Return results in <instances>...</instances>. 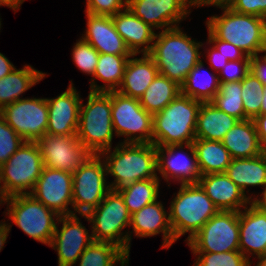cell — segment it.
Listing matches in <instances>:
<instances>
[{
  "label": "cell",
  "instance_id": "74e56055",
  "mask_svg": "<svg viewBox=\"0 0 266 266\" xmlns=\"http://www.w3.org/2000/svg\"><path fill=\"white\" fill-rule=\"evenodd\" d=\"M197 258L193 266H250L249 261L239 250L207 253L192 252Z\"/></svg>",
  "mask_w": 266,
  "mask_h": 266
},
{
  "label": "cell",
  "instance_id": "9f6ffc18",
  "mask_svg": "<svg viewBox=\"0 0 266 266\" xmlns=\"http://www.w3.org/2000/svg\"><path fill=\"white\" fill-rule=\"evenodd\" d=\"M258 262L256 266H266V253L263 256L257 257Z\"/></svg>",
  "mask_w": 266,
  "mask_h": 266
},
{
  "label": "cell",
  "instance_id": "277c9868",
  "mask_svg": "<svg viewBox=\"0 0 266 266\" xmlns=\"http://www.w3.org/2000/svg\"><path fill=\"white\" fill-rule=\"evenodd\" d=\"M201 103L180 93L162 111L154 114L152 144L168 146L193 143Z\"/></svg>",
  "mask_w": 266,
  "mask_h": 266
},
{
  "label": "cell",
  "instance_id": "d590c367",
  "mask_svg": "<svg viewBox=\"0 0 266 266\" xmlns=\"http://www.w3.org/2000/svg\"><path fill=\"white\" fill-rule=\"evenodd\" d=\"M241 91V81L220 83L218 93L214 96L211 103L239 121L247 120Z\"/></svg>",
  "mask_w": 266,
  "mask_h": 266
},
{
  "label": "cell",
  "instance_id": "d6986e66",
  "mask_svg": "<svg viewBox=\"0 0 266 266\" xmlns=\"http://www.w3.org/2000/svg\"><path fill=\"white\" fill-rule=\"evenodd\" d=\"M73 83L66 91L53 99L46 98L48 104L49 135H76L82 99Z\"/></svg>",
  "mask_w": 266,
  "mask_h": 266
},
{
  "label": "cell",
  "instance_id": "cb8c5ba5",
  "mask_svg": "<svg viewBox=\"0 0 266 266\" xmlns=\"http://www.w3.org/2000/svg\"><path fill=\"white\" fill-rule=\"evenodd\" d=\"M112 20L116 31L132 54H149L151 52L155 30L136 17L128 7L113 15Z\"/></svg>",
  "mask_w": 266,
  "mask_h": 266
},
{
  "label": "cell",
  "instance_id": "e0dca14e",
  "mask_svg": "<svg viewBox=\"0 0 266 266\" xmlns=\"http://www.w3.org/2000/svg\"><path fill=\"white\" fill-rule=\"evenodd\" d=\"M61 230L56 229L50 247L57 251L58 266H73L84 250L94 241L77 214L60 216Z\"/></svg>",
  "mask_w": 266,
  "mask_h": 266
},
{
  "label": "cell",
  "instance_id": "e575fe53",
  "mask_svg": "<svg viewBox=\"0 0 266 266\" xmlns=\"http://www.w3.org/2000/svg\"><path fill=\"white\" fill-rule=\"evenodd\" d=\"M79 266L129 265V256L118 246L108 242L93 241L79 257Z\"/></svg>",
  "mask_w": 266,
  "mask_h": 266
},
{
  "label": "cell",
  "instance_id": "db71d44e",
  "mask_svg": "<svg viewBox=\"0 0 266 266\" xmlns=\"http://www.w3.org/2000/svg\"><path fill=\"white\" fill-rule=\"evenodd\" d=\"M264 95L262 99V104L260 108V114H266V86H264Z\"/></svg>",
  "mask_w": 266,
  "mask_h": 266
},
{
  "label": "cell",
  "instance_id": "1f68e13d",
  "mask_svg": "<svg viewBox=\"0 0 266 266\" xmlns=\"http://www.w3.org/2000/svg\"><path fill=\"white\" fill-rule=\"evenodd\" d=\"M180 93L181 86L158 74L139 98V102L148 113L154 115L162 111Z\"/></svg>",
  "mask_w": 266,
  "mask_h": 266
},
{
  "label": "cell",
  "instance_id": "484cf974",
  "mask_svg": "<svg viewBox=\"0 0 266 266\" xmlns=\"http://www.w3.org/2000/svg\"><path fill=\"white\" fill-rule=\"evenodd\" d=\"M221 142L233 159L251 158L264 153L252 119L238 121Z\"/></svg>",
  "mask_w": 266,
  "mask_h": 266
},
{
  "label": "cell",
  "instance_id": "44dd1931",
  "mask_svg": "<svg viewBox=\"0 0 266 266\" xmlns=\"http://www.w3.org/2000/svg\"><path fill=\"white\" fill-rule=\"evenodd\" d=\"M239 251L248 260L266 253V213L251 203L239 212Z\"/></svg>",
  "mask_w": 266,
  "mask_h": 266
},
{
  "label": "cell",
  "instance_id": "4316f807",
  "mask_svg": "<svg viewBox=\"0 0 266 266\" xmlns=\"http://www.w3.org/2000/svg\"><path fill=\"white\" fill-rule=\"evenodd\" d=\"M238 121L211 102H202L197 115L196 139L222 141Z\"/></svg>",
  "mask_w": 266,
  "mask_h": 266
},
{
  "label": "cell",
  "instance_id": "5bb4252c",
  "mask_svg": "<svg viewBox=\"0 0 266 266\" xmlns=\"http://www.w3.org/2000/svg\"><path fill=\"white\" fill-rule=\"evenodd\" d=\"M37 144L41 151L44 166L74 173L91 153L76 135L44 134Z\"/></svg>",
  "mask_w": 266,
  "mask_h": 266
},
{
  "label": "cell",
  "instance_id": "f546056e",
  "mask_svg": "<svg viewBox=\"0 0 266 266\" xmlns=\"http://www.w3.org/2000/svg\"><path fill=\"white\" fill-rule=\"evenodd\" d=\"M132 55H114L99 53L98 63L95 68L93 79L91 78V92L117 91L120 87L127 62ZM95 78L102 80L105 84L98 86Z\"/></svg>",
  "mask_w": 266,
  "mask_h": 266
},
{
  "label": "cell",
  "instance_id": "ee69618b",
  "mask_svg": "<svg viewBox=\"0 0 266 266\" xmlns=\"http://www.w3.org/2000/svg\"><path fill=\"white\" fill-rule=\"evenodd\" d=\"M208 44H214L213 46L229 61H236L239 59H250V56L246 55L244 51L235 45L217 39L209 30H208Z\"/></svg>",
  "mask_w": 266,
  "mask_h": 266
},
{
  "label": "cell",
  "instance_id": "7402d4cb",
  "mask_svg": "<svg viewBox=\"0 0 266 266\" xmlns=\"http://www.w3.org/2000/svg\"><path fill=\"white\" fill-rule=\"evenodd\" d=\"M87 28L81 37L90 43L99 53L114 55H132L123 38L116 31L112 16L86 13Z\"/></svg>",
  "mask_w": 266,
  "mask_h": 266
},
{
  "label": "cell",
  "instance_id": "8fae6325",
  "mask_svg": "<svg viewBox=\"0 0 266 266\" xmlns=\"http://www.w3.org/2000/svg\"><path fill=\"white\" fill-rule=\"evenodd\" d=\"M114 134L125 136L123 143H152L153 115L140 104L139 99L112 91Z\"/></svg>",
  "mask_w": 266,
  "mask_h": 266
},
{
  "label": "cell",
  "instance_id": "30bf717a",
  "mask_svg": "<svg viewBox=\"0 0 266 266\" xmlns=\"http://www.w3.org/2000/svg\"><path fill=\"white\" fill-rule=\"evenodd\" d=\"M101 155L91 154L78 167L73 176V210L76 214L86 215L95 209L111 190L107 178V169ZM106 176V177H105Z\"/></svg>",
  "mask_w": 266,
  "mask_h": 266
},
{
  "label": "cell",
  "instance_id": "52a82bcc",
  "mask_svg": "<svg viewBox=\"0 0 266 266\" xmlns=\"http://www.w3.org/2000/svg\"><path fill=\"white\" fill-rule=\"evenodd\" d=\"M81 216L92 223L94 241L115 244L130 257L132 235L121 231L130 225L131 214L117 190H110L95 209Z\"/></svg>",
  "mask_w": 266,
  "mask_h": 266
},
{
  "label": "cell",
  "instance_id": "4dcf8cb0",
  "mask_svg": "<svg viewBox=\"0 0 266 266\" xmlns=\"http://www.w3.org/2000/svg\"><path fill=\"white\" fill-rule=\"evenodd\" d=\"M193 145L202 176L226 172L233 158L221 141L195 139Z\"/></svg>",
  "mask_w": 266,
  "mask_h": 266
},
{
  "label": "cell",
  "instance_id": "ffe728a7",
  "mask_svg": "<svg viewBox=\"0 0 266 266\" xmlns=\"http://www.w3.org/2000/svg\"><path fill=\"white\" fill-rule=\"evenodd\" d=\"M198 184L219 211L240 212L241 208H245L252 199V195H245L226 173L203 175Z\"/></svg>",
  "mask_w": 266,
  "mask_h": 266
},
{
  "label": "cell",
  "instance_id": "836d02e7",
  "mask_svg": "<svg viewBox=\"0 0 266 266\" xmlns=\"http://www.w3.org/2000/svg\"><path fill=\"white\" fill-rule=\"evenodd\" d=\"M159 181L160 178L138 180L117 190L123 197L130 214L157 200Z\"/></svg>",
  "mask_w": 266,
  "mask_h": 266
},
{
  "label": "cell",
  "instance_id": "ba28073f",
  "mask_svg": "<svg viewBox=\"0 0 266 266\" xmlns=\"http://www.w3.org/2000/svg\"><path fill=\"white\" fill-rule=\"evenodd\" d=\"M7 215L25 234L48 246L53 238L59 215L30 194L7 197ZM56 220H54V218Z\"/></svg>",
  "mask_w": 266,
  "mask_h": 266
},
{
  "label": "cell",
  "instance_id": "c3c4849f",
  "mask_svg": "<svg viewBox=\"0 0 266 266\" xmlns=\"http://www.w3.org/2000/svg\"><path fill=\"white\" fill-rule=\"evenodd\" d=\"M15 68L8 58L0 53V79L10 74Z\"/></svg>",
  "mask_w": 266,
  "mask_h": 266
},
{
  "label": "cell",
  "instance_id": "83f0119b",
  "mask_svg": "<svg viewBox=\"0 0 266 266\" xmlns=\"http://www.w3.org/2000/svg\"><path fill=\"white\" fill-rule=\"evenodd\" d=\"M225 173L245 195L247 187H265L266 154L262 153L251 158L232 159Z\"/></svg>",
  "mask_w": 266,
  "mask_h": 266
},
{
  "label": "cell",
  "instance_id": "7dc6e473",
  "mask_svg": "<svg viewBox=\"0 0 266 266\" xmlns=\"http://www.w3.org/2000/svg\"><path fill=\"white\" fill-rule=\"evenodd\" d=\"M258 139L263 151L266 150V114H260L254 119Z\"/></svg>",
  "mask_w": 266,
  "mask_h": 266
},
{
  "label": "cell",
  "instance_id": "60d3db41",
  "mask_svg": "<svg viewBox=\"0 0 266 266\" xmlns=\"http://www.w3.org/2000/svg\"><path fill=\"white\" fill-rule=\"evenodd\" d=\"M250 72V59H239L228 61L222 70L219 71V82L242 81Z\"/></svg>",
  "mask_w": 266,
  "mask_h": 266
},
{
  "label": "cell",
  "instance_id": "3957f363",
  "mask_svg": "<svg viewBox=\"0 0 266 266\" xmlns=\"http://www.w3.org/2000/svg\"><path fill=\"white\" fill-rule=\"evenodd\" d=\"M220 16H211L206 21L208 30L217 38L240 48L248 56L266 52V19L240 14L228 6Z\"/></svg>",
  "mask_w": 266,
  "mask_h": 266
},
{
  "label": "cell",
  "instance_id": "7a4b0ae2",
  "mask_svg": "<svg viewBox=\"0 0 266 266\" xmlns=\"http://www.w3.org/2000/svg\"><path fill=\"white\" fill-rule=\"evenodd\" d=\"M102 152L105 156L107 175L114 177L109 185L118 190L138 180L159 178L157 175V151L152 143H123ZM107 154V155H106Z\"/></svg>",
  "mask_w": 266,
  "mask_h": 266
},
{
  "label": "cell",
  "instance_id": "f1b7e54d",
  "mask_svg": "<svg viewBox=\"0 0 266 266\" xmlns=\"http://www.w3.org/2000/svg\"><path fill=\"white\" fill-rule=\"evenodd\" d=\"M46 73L25 65L23 69H14L10 74L0 79V111L10 103L18 101L20 95L36 85Z\"/></svg>",
  "mask_w": 266,
  "mask_h": 266
},
{
  "label": "cell",
  "instance_id": "6da1fadb",
  "mask_svg": "<svg viewBox=\"0 0 266 266\" xmlns=\"http://www.w3.org/2000/svg\"><path fill=\"white\" fill-rule=\"evenodd\" d=\"M203 45L183 33L178 26L156 33L149 55L154 59L159 74L181 86L190 70L202 60L199 49Z\"/></svg>",
  "mask_w": 266,
  "mask_h": 266
},
{
  "label": "cell",
  "instance_id": "8d00e7d4",
  "mask_svg": "<svg viewBox=\"0 0 266 266\" xmlns=\"http://www.w3.org/2000/svg\"><path fill=\"white\" fill-rule=\"evenodd\" d=\"M241 89L245 116L254 120L260 115L264 85L252 72H249L241 81Z\"/></svg>",
  "mask_w": 266,
  "mask_h": 266
},
{
  "label": "cell",
  "instance_id": "816d5d0a",
  "mask_svg": "<svg viewBox=\"0 0 266 266\" xmlns=\"http://www.w3.org/2000/svg\"><path fill=\"white\" fill-rule=\"evenodd\" d=\"M11 224H6L5 220L0 222V251L4 247V244L6 243L8 234L10 233L11 230Z\"/></svg>",
  "mask_w": 266,
  "mask_h": 266
},
{
  "label": "cell",
  "instance_id": "f907efd6",
  "mask_svg": "<svg viewBox=\"0 0 266 266\" xmlns=\"http://www.w3.org/2000/svg\"><path fill=\"white\" fill-rule=\"evenodd\" d=\"M260 196L262 198H258L257 196L255 198H252L250 203L261 212L266 213V186L263 188V192Z\"/></svg>",
  "mask_w": 266,
  "mask_h": 266
},
{
  "label": "cell",
  "instance_id": "bcb514c9",
  "mask_svg": "<svg viewBox=\"0 0 266 266\" xmlns=\"http://www.w3.org/2000/svg\"><path fill=\"white\" fill-rule=\"evenodd\" d=\"M211 49H208L206 53H208L207 58L209 60L210 66L219 73L220 70L223 69V67L226 65V63L229 61L227 58H225L214 46L210 47Z\"/></svg>",
  "mask_w": 266,
  "mask_h": 266
},
{
  "label": "cell",
  "instance_id": "f6af8a7d",
  "mask_svg": "<svg viewBox=\"0 0 266 266\" xmlns=\"http://www.w3.org/2000/svg\"><path fill=\"white\" fill-rule=\"evenodd\" d=\"M250 72L266 86V52L261 57L259 54L250 56Z\"/></svg>",
  "mask_w": 266,
  "mask_h": 266
},
{
  "label": "cell",
  "instance_id": "7c38bea8",
  "mask_svg": "<svg viewBox=\"0 0 266 266\" xmlns=\"http://www.w3.org/2000/svg\"><path fill=\"white\" fill-rule=\"evenodd\" d=\"M192 252L239 250V212L218 211L187 242Z\"/></svg>",
  "mask_w": 266,
  "mask_h": 266
},
{
  "label": "cell",
  "instance_id": "7bdbcfd3",
  "mask_svg": "<svg viewBox=\"0 0 266 266\" xmlns=\"http://www.w3.org/2000/svg\"><path fill=\"white\" fill-rule=\"evenodd\" d=\"M228 7L240 14L266 19V0H233Z\"/></svg>",
  "mask_w": 266,
  "mask_h": 266
},
{
  "label": "cell",
  "instance_id": "ab89813d",
  "mask_svg": "<svg viewBox=\"0 0 266 266\" xmlns=\"http://www.w3.org/2000/svg\"><path fill=\"white\" fill-rule=\"evenodd\" d=\"M24 142L0 113V166L6 163Z\"/></svg>",
  "mask_w": 266,
  "mask_h": 266
},
{
  "label": "cell",
  "instance_id": "9a60e30c",
  "mask_svg": "<svg viewBox=\"0 0 266 266\" xmlns=\"http://www.w3.org/2000/svg\"><path fill=\"white\" fill-rule=\"evenodd\" d=\"M73 176L71 172L55 170L44 166L34 189L31 191L35 199L59 216L73 215Z\"/></svg>",
  "mask_w": 266,
  "mask_h": 266
},
{
  "label": "cell",
  "instance_id": "681fc988",
  "mask_svg": "<svg viewBox=\"0 0 266 266\" xmlns=\"http://www.w3.org/2000/svg\"><path fill=\"white\" fill-rule=\"evenodd\" d=\"M233 0H193V6L213 5L216 7L229 6Z\"/></svg>",
  "mask_w": 266,
  "mask_h": 266
},
{
  "label": "cell",
  "instance_id": "d4e9b609",
  "mask_svg": "<svg viewBox=\"0 0 266 266\" xmlns=\"http://www.w3.org/2000/svg\"><path fill=\"white\" fill-rule=\"evenodd\" d=\"M134 56L136 54H132L127 62L122 83L117 91L125 96L139 99L159 71L149 54H143L142 58H133Z\"/></svg>",
  "mask_w": 266,
  "mask_h": 266
},
{
  "label": "cell",
  "instance_id": "603a6c76",
  "mask_svg": "<svg viewBox=\"0 0 266 266\" xmlns=\"http://www.w3.org/2000/svg\"><path fill=\"white\" fill-rule=\"evenodd\" d=\"M137 237H150L163 233L162 249H169L174 244V236L169 222V213L163 204L155 201L131 214L130 225Z\"/></svg>",
  "mask_w": 266,
  "mask_h": 266
},
{
  "label": "cell",
  "instance_id": "b9f144b4",
  "mask_svg": "<svg viewBox=\"0 0 266 266\" xmlns=\"http://www.w3.org/2000/svg\"><path fill=\"white\" fill-rule=\"evenodd\" d=\"M85 13L113 16L127 7V0H86Z\"/></svg>",
  "mask_w": 266,
  "mask_h": 266
},
{
  "label": "cell",
  "instance_id": "9c48e42d",
  "mask_svg": "<svg viewBox=\"0 0 266 266\" xmlns=\"http://www.w3.org/2000/svg\"><path fill=\"white\" fill-rule=\"evenodd\" d=\"M43 168V159L37 142L25 141L7 162L0 166L6 197L30 194Z\"/></svg>",
  "mask_w": 266,
  "mask_h": 266
},
{
  "label": "cell",
  "instance_id": "8992f818",
  "mask_svg": "<svg viewBox=\"0 0 266 266\" xmlns=\"http://www.w3.org/2000/svg\"><path fill=\"white\" fill-rule=\"evenodd\" d=\"M169 209L174 240L190 232L187 242L219 211L198 183L182 184Z\"/></svg>",
  "mask_w": 266,
  "mask_h": 266
},
{
  "label": "cell",
  "instance_id": "5b68a950",
  "mask_svg": "<svg viewBox=\"0 0 266 266\" xmlns=\"http://www.w3.org/2000/svg\"><path fill=\"white\" fill-rule=\"evenodd\" d=\"M112 91L89 92L87 104L81 102L76 136L93 155L112 147Z\"/></svg>",
  "mask_w": 266,
  "mask_h": 266
},
{
  "label": "cell",
  "instance_id": "d6a6232c",
  "mask_svg": "<svg viewBox=\"0 0 266 266\" xmlns=\"http://www.w3.org/2000/svg\"><path fill=\"white\" fill-rule=\"evenodd\" d=\"M203 67L204 63L200 60L196 66L190 70L186 80L181 85V94L200 102H211L218 93L220 87L219 77L207 71L205 72H207L206 76L208 77H200Z\"/></svg>",
  "mask_w": 266,
  "mask_h": 266
},
{
  "label": "cell",
  "instance_id": "ac0fdd59",
  "mask_svg": "<svg viewBox=\"0 0 266 266\" xmlns=\"http://www.w3.org/2000/svg\"><path fill=\"white\" fill-rule=\"evenodd\" d=\"M191 153L184 154L181 151L185 148ZM180 150V153L177 151ZM157 151V171L162 175L167 182L169 179H175L182 184H196L202 176L197 155L193 143L180 144V145H168V146H156Z\"/></svg>",
  "mask_w": 266,
  "mask_h": 266
},
{
  "label": "cell",
  "instance_id": "2e32d148",
  "mask_svg": "<svg viewBox=\"0 0 266 266\" xmlns=\"http://www.w3.org/2000/svg\"><path fill=\"white\" fill-rule=\"evenodd\" d=\"M192 6L193 0H127L132 13L153 29L178 27Z\"/></svg>",
  "mask_w": 266,
  "mask_h": 266
},
{
  "label": "cell",
  "instance_id": "f35d334b",
  "mask_svg": "<svg viewBox=\"0 0 266 266\" xmlns=\"http://www.w3.org/2000/svg\"><path fill=\"white\" fill-rule=\"evenodd\" d=\"M72 58L83 73L94 76L99 52L90 43L80 38L73 47Z\"/></svg>",
  "mask_w": 266,
  "mask_h": 266
},
{
  "label": "cell",
  "instance_id": "4fadbf2b",
  "mask_svg": "<svg viewBox=\"0 0 266 266\" xmlns=\"http://www.w3.org/2000/svg\"><path fill=\"white\" fill-rule=\"evenodd\" d=\"M0 113L6 123L24 141L37 142L46 134L48 126L46 98H22L5 106Z\"/></svg>",
  "mask_w": 266,
  "mask_h": 266
},
{
  "label": "cell",
  "instance_id": "11a10c76",
  "mask_svg": "<svg viewBox=\"0 0 266 266\" xmlns=\"http://www.w3.org/2000/svg\"><path fill=\"white\" fill-rule=\"evenodd\" d=\"M2 184V180H1V169H0V205L5 202V200L7 199L5 192L3 190V185Z\"/></svg>",
  "mask_w": 266,
  "mask_h": 266
},
{
  "label": "cell",
  "instance_id": "f5cc1de1",
  "mask_svg": "<svg viewBox=\"0 0 266 266\" xmlns=\"http://www.w3.org/2000/svg\"><path fill=\"white\" fill-rule=\"evenodd\" d=\"M25 0H0V6H7L13 9L14 12H16L17 9H20V5L24 2Z\"/></svg>",
  "mask_w": 266,
  "mask_h": 266
}]
</instances>
